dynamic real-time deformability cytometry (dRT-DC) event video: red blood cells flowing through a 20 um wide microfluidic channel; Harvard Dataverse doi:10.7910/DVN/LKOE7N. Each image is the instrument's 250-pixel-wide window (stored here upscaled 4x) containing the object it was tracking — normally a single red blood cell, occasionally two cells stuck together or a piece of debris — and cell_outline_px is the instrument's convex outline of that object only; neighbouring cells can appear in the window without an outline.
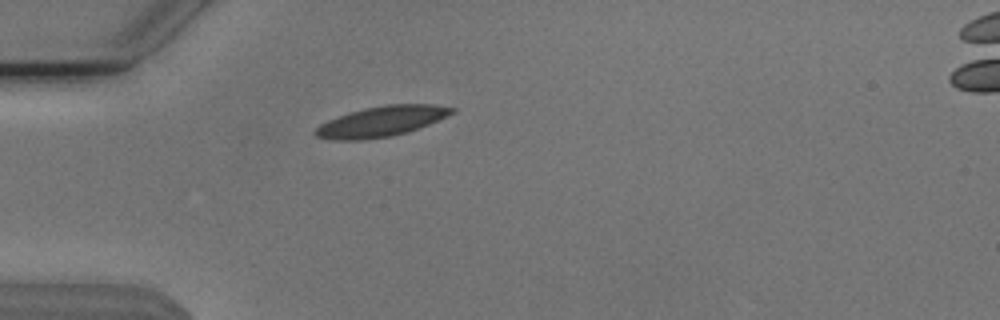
{"species": "Egyptian fruit bat (a non-hibernating species)", "species_latin": "Rousettus aegyptiacus", "temperature_condition": "cold", "stored_images_in_passage": 36, "camera_frame_rate_fps": 3000, "um_per_image_px": 0.085, "animal": {"sex": "male"}, "frame": {"image": 1, "passage_image": 1, "time_ms": 0.0, "image_size_px": [1000, 320], "cell_outline_px": [[456, 112], [428, 124], [408, 132], [392, 136], [360, 140], [332, 140], [316, 136], [312, 132], [320, 124], [328, 120], [364, 108], [384, 104], [436, 104], [456, 108]], "centroid_in_image_um": [32.44, 10.32], "position_along_channel_um": 52.6, "area_um2": 24.1}}
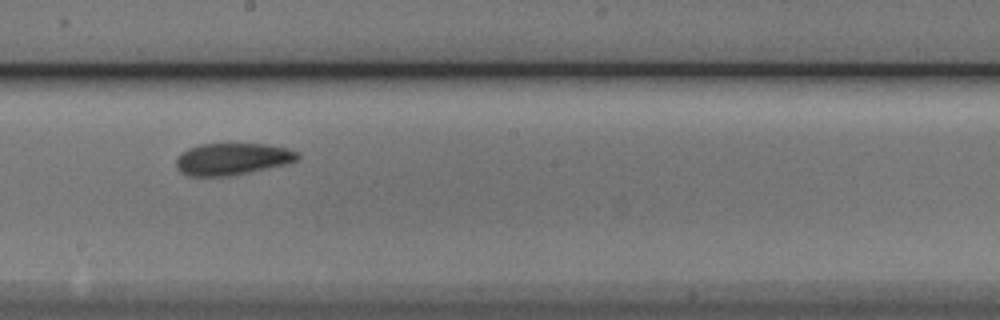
{"frame": {"image": 2, "passage_image": 16, "time_ms": 5.0, "image_size_px": [1000, 320], "cell_outline_px": [[300, 160], [268, 168], [228, 176], [188, 176], [180, 172], [176, 168], [176, 156], [180, 152], [188, 148], [200, 144], [268, 144], [288, 148], [300, 152]], "centroid_in_image_um": [19.74, 13.51], "position_along_channel_um": 228.5, "area_um2": 22.83}}
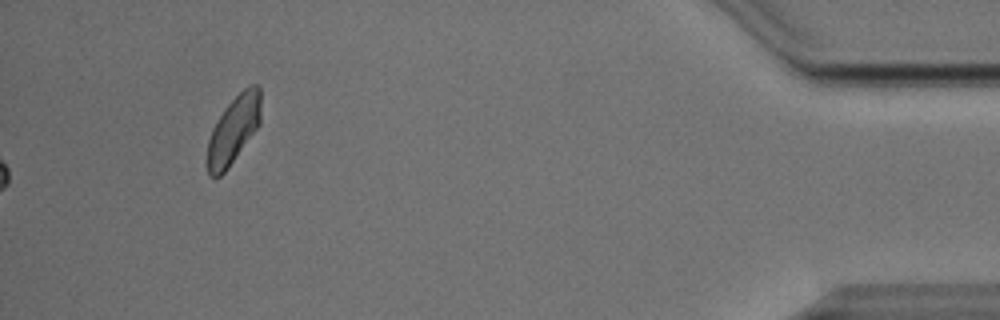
{"frame": {"image": 3, "passage_image": 36, "time_ms": 11.667, "image_size_px": [1000, 320], "cell_outline_px": [[260, 124], [228, 168], [220, 176], [208, 176], [204, 160], [208, 140], [212, 128], [216, 120], [224, 108], [244, 88], [252, 84], [256, 84], [260, 88]], "centroid_in_image_um": [19.79, 11.08], "position_along_channel_um": 415.4, "area_um2": 21.39}, "authors_computed_cell_mechanics": {"area_um2": 22.0218, "velocity_mm_per_s": 3.7735, "shape_relaxation_time_tau1_ms": 5.3609, "shape_relaxation_time_tau2_ms": 6.947, "deformation_change_tau1": 0.1241, "deformation_change_tau2": 0.1}}